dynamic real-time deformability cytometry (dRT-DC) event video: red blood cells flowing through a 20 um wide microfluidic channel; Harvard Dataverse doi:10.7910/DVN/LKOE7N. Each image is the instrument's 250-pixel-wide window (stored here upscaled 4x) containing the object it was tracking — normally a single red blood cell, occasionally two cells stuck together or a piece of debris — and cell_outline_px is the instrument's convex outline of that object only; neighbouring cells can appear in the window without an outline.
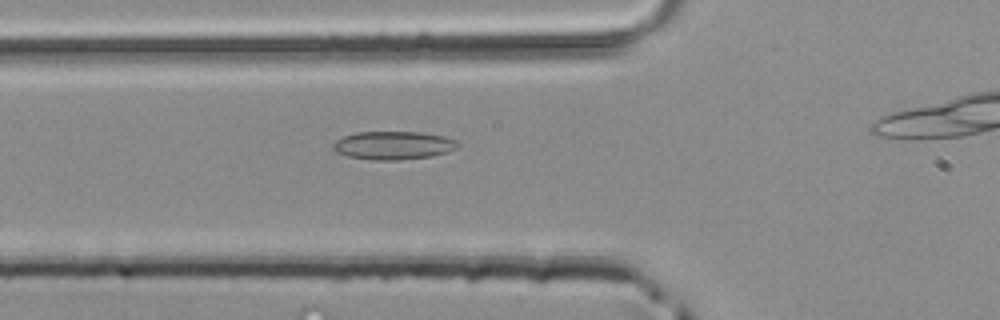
{"species": "common noctule bat (a hibernating species)", "species_latin": "Nyctalus noctula", "temperature_condition": "room temperature", "stored_images_in_passage": 25, "camera_frame_rate_fps": 3000, "um_per_image_px": 0.085, "animal": {"sex": "male", "body_mass_g": 20.4}, "frame": {"image": 1, "passage_image": 4, "time_ms": 1.0, "image_size_px": [1000, 320], "cell_outline_px": [[460, 144], [456, 148], [448, 152], [432, 156], [400, 160], [372, 160], [348, 156], [336, 152], [332, 148], [332, 144], [336, 140], [344, 136], [356, 132], [420, 132], [444, 136], [460, 140]], "centroid_in_image_um": [33.46, 12.35], "position_along_channel_um": 92.3, "area_um2": 20.75}}
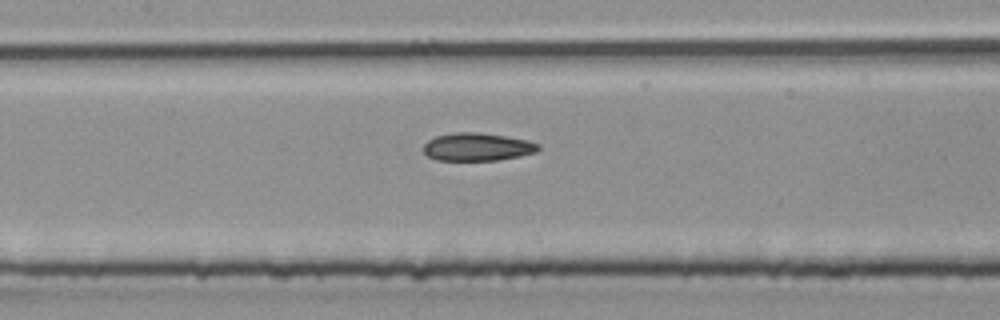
{"frame": {"image": 2, "passage_image": 9, "time_ms": 2.667, "image_size_px": [1000, 320], "cell_outline_px": [[540, 148], [536, 152], [520, 156], [500, 160], [436, 160], [428, 156], [424, 152], [424, 144], [428, 140], [436, 136], [456, 132], [480, 132], [528, 140], [540, 144]], "centroid_in_image_um": [40.59, 12.48], "position_along_channel_um": 166.8, "area_um2": 18.73}}
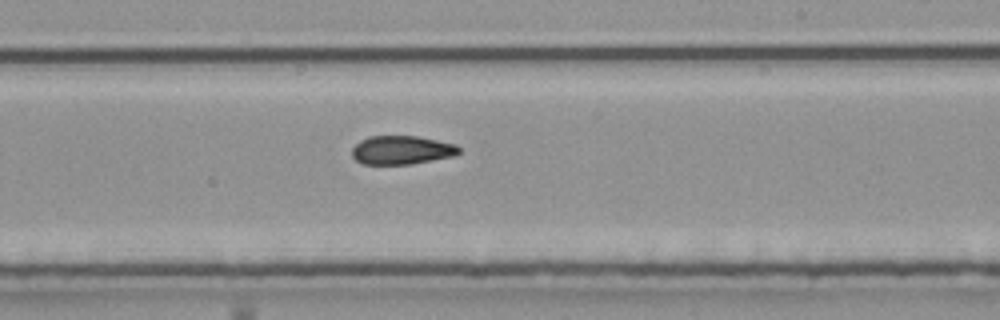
{"frame": {"image": 3, "passage_image": 15, "time_ms": 4.667, "image_size_px": [1000, 320], "cell_outline_px": [[460, 152], [452, 156], [412, 164], [364, 164], [356, 160], [352, 156], [352, 148], [360, 140], [368, 136], [420, 136], [456, 144], [460, 148]], "centroid_in_image_um": [34.14, 12.74], "position_along_channel_um": 254.9, "area_um2": 17.92}}